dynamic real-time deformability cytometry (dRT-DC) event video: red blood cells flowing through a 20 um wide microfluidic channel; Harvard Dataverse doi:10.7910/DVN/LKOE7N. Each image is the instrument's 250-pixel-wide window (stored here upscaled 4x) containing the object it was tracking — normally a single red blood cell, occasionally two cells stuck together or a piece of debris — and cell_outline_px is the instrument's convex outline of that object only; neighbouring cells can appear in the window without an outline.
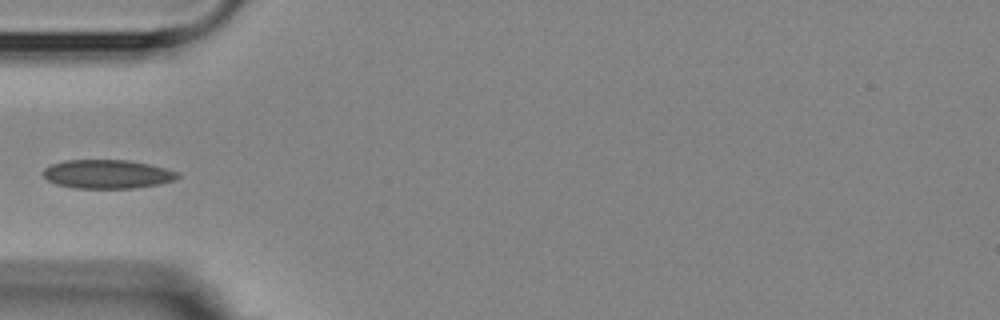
{"species": "Egyptian fruit bat (a non-hibernating species)", "species_latin": "Rousettus aegyptiacus", "temperature_condition": "room temperature", "stored_images_in_passage": 6, "camera_frame_rate_fps": 3000, "um_per_image_px": 0.085, "animal": {"sex": "female"}, "frame": {"image": 1, "passage_image": 3, "time_ms": 2.667, "image_size_px": [1000, 320], "cell_outline_px": [[180, 176], [176, 180], [160, 184], [136, 188], [72, 188], [56, 184], [48, 180], [40, 172], [44, 168], [52, 164], [64, 160], [128, 160], [148, 164], [164, 168], [176, 172]], "centroid_in_image_um": [9.09, 14.8], "position_along_channel_um": 75.9, "area_um2": 22.66}}
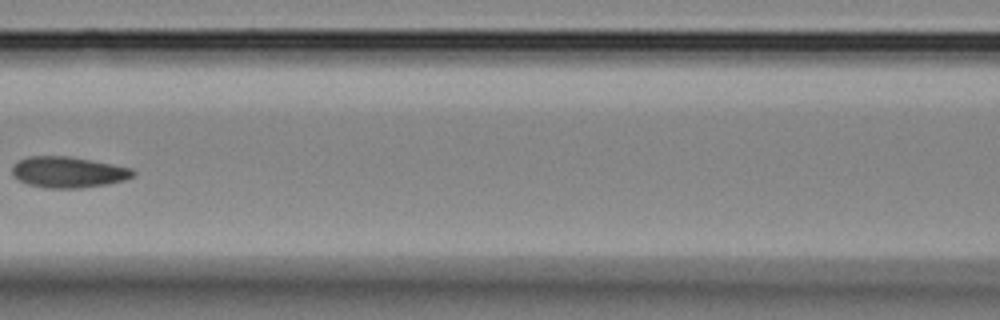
{"frame": {"image": 2, "passage_image": 5, "time_ms": 5.0, "image_size_px": [1000, 320], "cell_outline_px": [[136, 176], [124, 180], [108, 184], [80, 188], [44, 188], [28, 184], [12, 176], [12, 164], [28, 156], [68, 156], [112, 164], [132, 168], [136, 172]], "centroid_in_image_um": [5.8, 14.64], "position_along_channel_um": 160.8, "area_um2": 21.96}}
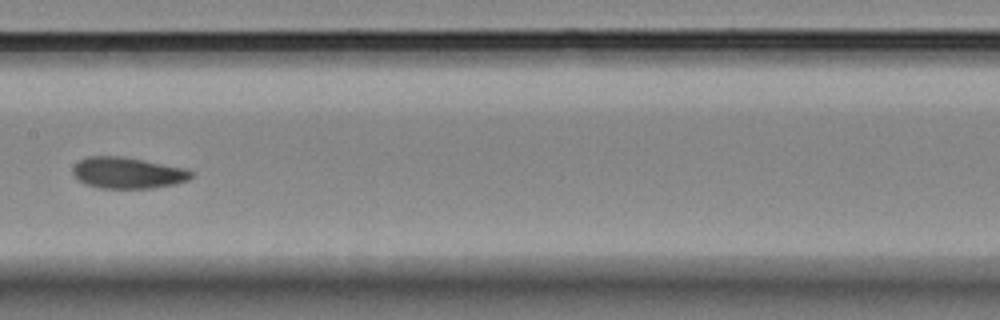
{"frame": {"image": 3, "passage_image": 6, "time_ms": 6.0, "image_size_px": [1000, 320], "cell_outline_px": [[192, 176], [188, 180], [176, 184], [152, 188], [100, 188], [84, 184], [72, 172], [72, 168], [80, 160], [88, 156], [124, 156], [184, 168], [192, 172]], "centroid_in_image_um": [10.85, 14.69], "position_along_channel_um": 196.6, "area_um2": 21.5}}